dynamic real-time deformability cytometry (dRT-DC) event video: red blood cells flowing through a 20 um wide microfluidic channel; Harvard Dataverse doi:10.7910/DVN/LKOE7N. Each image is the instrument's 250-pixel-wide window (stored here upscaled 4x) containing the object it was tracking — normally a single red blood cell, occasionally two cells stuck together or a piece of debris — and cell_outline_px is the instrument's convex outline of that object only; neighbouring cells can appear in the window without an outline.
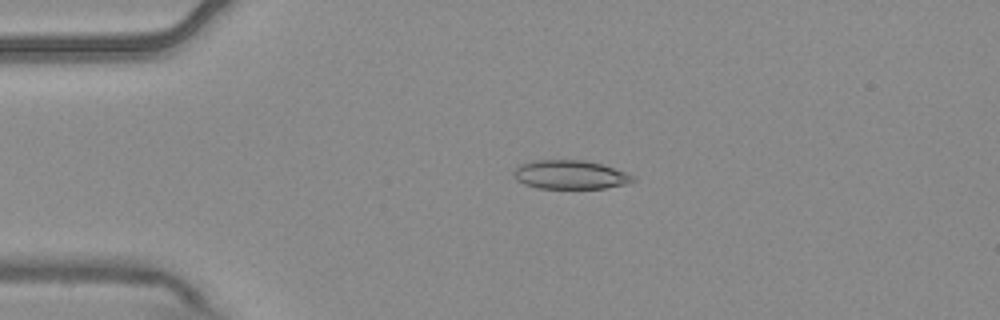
{"species": "common noctule bat (a hibernating species)", "species_latin": "Nyctalus noctula", "temperature_condition": "warm", "stored_images_in_passage": 4, "camera_frame_rate_fps": 3000, "um_per_image_px": 0.085, "animal": {"sex": "male", "body_mass_g": 20.4}, "frame": {"image": 1, "passage_image": 3, "time_ms": 0.667, "image_size_px": [1000, 320], "cell_outline_px": [[636, 180], [624, 184], [604, 188], [536, 188], [524, 184], [516, 180], [512, 172], [520, 164], [532, 160], [584, 160], [600, 164], [624, 172], [632, 176]], "centroid_in_image_um": [48.39, 14.85], "position_along_channel_um": 36.6, "area_um2": 19.83}}